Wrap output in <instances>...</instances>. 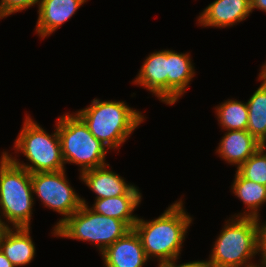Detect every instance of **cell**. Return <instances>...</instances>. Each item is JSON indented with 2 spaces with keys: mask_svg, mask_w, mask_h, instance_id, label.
<instances>
[{
  "mask_svg": "<svg viewBox=\"0 0 266 267\" xmlns=\"http://www.w3.org/2000/svg\"><path fill=\"white\" fill-rule=\"evenodd\" d=\"M182 200L175 203L157 218L146 221L138 217L133 229L139 235L148 259L155 258L158 265L179 258L183 242L193 218L186 213Z\"/></svg>",
  "mask_w": 266,
  "mask_h": 267,
  "instance_id": "cell-1",
  "label": "cell"
},
{
  "mask_svg": "<svg viewBox=\"0 0 266 267\" xmlns=\"http://www.w3.org/2000/svg\"><path fill=\"white\" fill-rule=\"evenodd\" d=\"M75 114L108 149L121 147L145 120L141 112L129 107L125 101H101L97 98Z\"/></svg>",
  "mask_w": 266,
  "mask_h": 267,
  "instance_id": "cell-2",
  "label": "cell"
},
{
  "mask_svg": "<svg viewBox=\"0 0 266 267\" xmlns=\"http://www.w3.org/2000/svg\"><path fill=\"white\" fill-rule=\"evenodd\" d=\"M225 223L209 255L212 266L257 267L252 260L258 254L260 219L232 216Z\"/></svg>",
  "mask_w": 266,
  "mask_h": 267,
  "instance_id": "cell-3",
  "label": "cell"
},
{
  "mask_svg": "<svg viewBox=\"0 0 266 267\" xmlns=\"http://www.w3.org/2000/svg\"><path fill=\"white\" fill-rule=\"evenodd\" d=\"M23 127L14 142L15 153H22L30 163L19 162L8 151L4 153L18 166L26 169L29 173L55 172L65 170L62 157L61 141L57 131L47 133L28 114L24 118Z\"/></svg>",
  "mask_w": 266,
  "mask_h": 267,
  "instance_id": "cell-4",
  "label": "cell"
},
{
  "mask_svg": "<svg viewBox=\"0 0 266 267\" xmlns=\"http://www.w3.org/2000/svg\"><path fill=\"white\" fill-rule=\"evenodd\" d=\"M33 196L31 173L16 165L2 152L0 157V212L11 228L30 227L35 202Z\"/></svg>",
  "mask_w": 266,
  "mask_h": 267,
  "instance_id": "cell-5",
  "label": "cell"
},
{
  "mask_svg": "<svg viewBox=\"0 0 266 267\" xmlns=\"http://www.w3.org/2000/svg\"><path fill=\"white\" fill-rule=\"evenodd\" d=\"M81 200V207L54 230L55 237L92 242L101 254L132 230L117 218L96 213L84 198Z\"/></svg>",
  "mask_w": 266,
  "mask_h": 267,
  "instance_id": "cell-6",
  "label": "cell"
},
{
  "mask_svg": "<svg viewBox=\"0 0 266 267\" xmlns=\"http://www.w3.org/2000/svg\"><path fill=\"white\" fill-rule=\"evenodd\" d=\"M56 125L65 164L79 166L80 174L107 164L105 155L109 149L91 134L75 113L61 115Z\"/></svg>",
  "mask_w": 266,
  "mask_h": 267,
  "instance_id": "cell-7",
  "label": "cell"
},
{
  "mask_svg": "<svg viewBox=\"0 0 266 267\" xmlns=\"http://www.w3.org/2000/svg\"><path fill=\"white\" fill-rule=\"evenodd\" d=\"M65 172L60 170L31 174L33 194L38 196L43 206L64 216L53 227V235L54 230L82 205L81 197L70 185Z\"/></svg>",
  "mask_w": 266,
  "mask_h": 267,
  "instance_id": "cell-8",
  "label": "cell"
},
{
  "mask_svg": "<svg viewBox=\"0 0 266 267\" xmlns=\"http://www.w3.org/2000/svg\"><path fill=\"white\" fill-rule=\"evenodd\" d=\"M251 12L250 0H215L199 15L202 27L226 28L244 21Z\"/></svg>",
  "mask_w": 266,
  "mask_h": 267,
  "instance_id": "cell-9",
  "label": "cell"
},
{
  "mask_svg": "<svg viewBox=\"0 0 266 267\" xmlns=\"http://www.w3.org/2000/svg\"><path fill=\"white\" fill-rule=\"evenodd\" d=\"M101 256L104 267H143L149 261L134 229L109 245Z\"/></svg>",
  "mask_w": 266,
  "mask_h": 267,
  "instance_id": "cell-10",
  "label": "cell"
},
{
  "mask_svg": "<svg viewBox=\"0 0 266 267\" xmlns=\"http://www.w3.org/2000/svg\"><path fill=\"white\" fill-rule=\"evenodd\" d=\"M132 82L167 105V50L149 54Z\"/></svg>",
  "mask_w": 266,
  "mask_h": 267,
  "instance_id": "cell-11",
  "label": "cell"
},
{
  "mask_svg": "<svg viewBox=\"0 0 266 267\" xmlns=\"http://www.w3.org/2000/svg\"><path fill=\"white\" fill-rule=\"evenodd\" d=\"M88 0H40L35 32L41 39L51 35Z\"/></svg>",
  "mask_w": 266,
  "mask_h": 267,
  "instance_id": "cell-12",
  "label": "cell"
},
{
  "mask_svg": "<svg viewBox=\"0 0 266 267\" xmlns=\"http://www.w3.org/2000/svg\"><path fill=\"white\" fill-rule=\"evenodd\" d=\"M190 53L167 50V104H175L195 75Z\"/></svg>",
  "mask_w": 266,
  "mask_h": 267,
  "instance_id": "cell-13",
  "label": "cell"
},
{
  "mask_svg": "<svg viewBox=\"0 0 266 267\" xmlns=\"http://www.w3.org/2000/svg\"><path fill=\"white\" fill-rule=\"evenodd\" d=\"M109 164L80 174L81 181L97 196L95 200L127 194L135 185L127 183L124 177L108 169Z\"/></svg>",
  "mask_w": 266,
  "mask_h": 267,
  "instance_id": "cell-14",
  "label": "cell"
},
{
  "mask_svg": "<svg viewBox=\"0 0 266 267\" xmlns=\"http://www.w3.org/2000/svg\"><path fill=\"white\" fill-rule=\"evenodd\" d=\"M218 145L219 157L237 169L260 148V142L247 130L225 132Z\"/></svg>",
  "mask_w": 266,
  "mask_h": 267,
  "instance_id": "cell-15",
  "label": "cell"
},
{
  "mask_svg": "<svg viewBox=\"0 0 266 267\" xmlns=\"http://www.w3.org/2000/svg\"><path fill=\"white\" fill-rule=\"evenodd\" d=\"M139 191V188L135 185L125 195L98 199L89 207L96 213L117 218L133 229L138 220V216L133 215V212L141 204L142 200V194Z\"/></svg>",
  "mask_w": 266,
  "mask_h": 267,
  "instance_id": "cell-16",
  "label": "cell"
},
{
  "mask_svg": "<svg viewBox=\"0 0 266 267\" xmlns=\"http://www.w3.org/2000/svg\"><path fill=\"white\" fill-rule=\"evenodd\" d=\"M31 227L10 228L0 239V249L15 267L33 260L36 249L30 236Z\"/></svg>",
  "mask_w": 266,
  "mask_h": 267,
  "instance_id": "cell-17",
  "label": "cell"
},
{
  "mask_svg": "<svg viewBox=\"0 0 266 267\" xmlns=\"http://www.w3.org/2000/svg\"><path fill=\"white\" fill-rule=\"evenodd\" d=\"M231 189L233 194L243 201V204L247 207V211L245 210L243 213H238L237 215L234 214L233 217L260 219L261 214L258 211L266 203V186L249 181L236 171Z\"/></svg>",
  "mask_w": 266,
  "mask_h": 267,
  "instance_id": "cell-18",
  "label": "cell"
},
{
  "mask_svg": "<svg viewBox=\"0 0 266 267\" xmlns=\"http://www.w3.org/2000/svg\"><path fill=\"white\" fill-rule=\"evenodd\" d=\"M248 106L247 131L259 142L266 135V80L246 102Z\"/></svg>",
  "mask_w": 266,
  "mask_h": 267,
  "instance_id": "cell-19",
  "label": "cell"
},
{
  "mask_svg": "<svg viewBox=\"0 0 266 267\" xmlns=\"http://www.w3.org/2000/svg\"><path fill=\"white\" fill-rule=\"evenodd\" d=\"M218 122L225 131L247 130L248 106L238 100L228 99L215 107Z\"/></svg>",
  "mask_w": 266,
  "mask_h": 267,
  "instance_id": "cell-20",
  "label": "cell"
},
{
  "mask_svg": "<svg viewBox=\"0 0 266 267\" xmlns=\"http://www.w3.org/2000/svg\"><path fill=\"white\" fill-rule=\"evenodd\" d=\"M236 171L243 178L266 186V151L259 148Z\"/></svg>",
  "mask_w": 266,
  "mask_h": 267,
  "instance_id": "cell-21",
  "label": "cell"
},
{
  "mask_svg": "<svg viewBox=\"0 0 266 267\" xmlns=\"http://www.w3.org/2000/svg\"><path fill=\"white\" fill-rule=\"evenodd\" d=\"M40 0H1L0 1V19L21 12L30 8L31 6L38 5Z\"/></svg>",
  "mask_w": 266,
  "mask_h": 267,
  "instance_id": "cell-22",
  "label": "cell"
},
{
  "mask_svg": "<svg viewBox=\"0 0 266 267\" xmlns=\"http://www.w3.org/2000/svg\"><path fill=\"white\" fill-rule=\"evenodd\" d=\"M260 255L259 261H266V221L261 223L259 230V246L258 255Z\"/></svg>",
  "mask_w": 266,
  "mask_h": 267,
  "instance_id": "cell-23",
  "label": "cell"
},
{
  "mask_svg": "<svg viewBox=\"0 0 266 267\" xmlns=\"http://www.w3.org/2000/svg\"><path fill=\"white\" fill-rule=\"evenodd\" d=\"M179 258H175L173 261L167 262L165 265L167 267H213L209 260H202V261H190L188 263L178 264Z\"/></svg>",
  "mask_w": 266,
  "mask_h": 267,
  "instance_id": "cell-24",
  "label": "cell"
},
{
  "mask_svg": "<svg viewBox=\"0 0 266 267\" xmlns=\"http://www.w3.org/2000/svg\"><path fill=\"white\" fill-rule=\"evenodd\" d=\"M251 1V12L256 9H260L266 12V0H250Z\"/></svg>",
  "mask_w": 266,
  "mask_h": 267,
  "instance_id": "cell-25",
  "label": "cell"
},
{
  "mask_svg": "<svg viewBox=\"0 0 266 267\" xmlns=\"http://www.w3.org/2000/svg\"><path fill=\"white\" fill-rule=\"evenodd\" d=\"M0 214H1L0 215V239H1L6 234V232L11 228V226H9L8 223H6V221L2 219L3 215L1 212Z\"/></svg>",
  "mask_w": 266,
  "mask_h": 267,
  "instance_id": "cell-26",
  "label": "cell"
},
{
  "mask_svg": "<svg viewBox=\"0 0 266 267\" xmlns=\"http://www.w3.org/2000/svg\"><path fill=\"white\" fill-rule=\"evenodd\" d=\"M0 267H15L0 249Z\"/></svg>",
  "mask_w": 266,
  "mask_h": 267,
  "instance_id": "cell-27",
  "label": "cell"
},
{
  "mask_svg": "<svg viewBox=\"0 0 266 267\" xmlns=\"http://www.w3.org/2000/svg\"><path fill=\"white\" fill-rule=\"evenodd\" d=\"M258 76V81L266 80V62L261 66V72Z\"/></svg>",
  "mask_w": 266,
  "mask_h": 267,
  "instance_id": "cell-28",
  "label": "cell"
},
{
  "mask_svg": "<svg viewBox=\"0 0 266 267\" xmlns=\"http://www.w3.org/2000/svg\"><path fill=\"white\" fill-rule=\"evenodd\" d=\"M260 149L266 151V135L263 137V139L260 141Z\"/></svg>",
  "mask_w": 266,
  "mask_h": 267,
  "instance_id": "cell-29",
  "label": "cell"
},
{
  "mask_svg": "<svg viewBox=\"0 0 266 267\" xmlns=\"http://www.w3.org/2000/svg\"><path fill=\"white\" fill-rule=\"evenodd\" d=\"M259 267H266V261H260V263H258Z\"/></svg>",
  "mask_w": 266,
  "mask_h": 267,
  "instance_id": "cell-30",
  "label": "cell"
},
{
  "mask_svg": "<svg viewBox=\"0 0 266 267\" xmlns=\"http://www.w3.org/2000/svg\"><path fill=\"white\" fill-rule=\"evenodd\" d=\"M158 267H167V266L164 264V265H158Z\"/></svg>",
  "mask_w": 266,
  "mask_h": 267,
  "instance_id": "cell-31",
  "label": "cell"
}]
</instances>
